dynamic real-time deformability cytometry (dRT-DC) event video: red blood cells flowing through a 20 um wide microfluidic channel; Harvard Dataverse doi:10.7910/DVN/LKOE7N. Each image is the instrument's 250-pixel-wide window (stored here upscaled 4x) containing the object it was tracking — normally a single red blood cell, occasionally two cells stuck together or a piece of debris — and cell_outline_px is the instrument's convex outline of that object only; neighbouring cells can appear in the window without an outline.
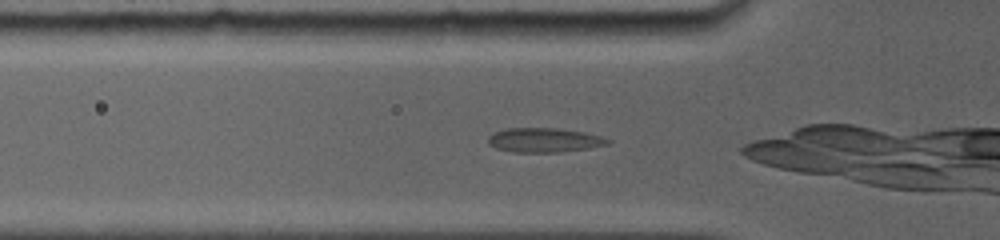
{"species": "common noctule bat (a hibernating species)", "species_latin": "Nyctalus noctula", "temperature_condition": "room temperature", "stored_images_in_passage": 13, "camera_frame_rate_fps": 5000, "um_per_image_px": 0.085, "animal": {"sex": "female", "body_mass_g": 19.0, "forearm_length_mm": 56.7}, "frame": {"image": 1, "passage_image": 3, "time_ms": 0.4, "image_size_px": [1000, 240], "cell_outline_px": [[612, 140], [608, 144], [588, 148], [560, 152], [512, 152], [496, 148], [488, 144], [488, 136], [492, 132], [504, 128], [560, 128], [584, 132], [600, 136]], "centroid_in_image_um": [46.21, 11.9], "position_along_channel_um": 79.6, "area_um2": 17.11}}
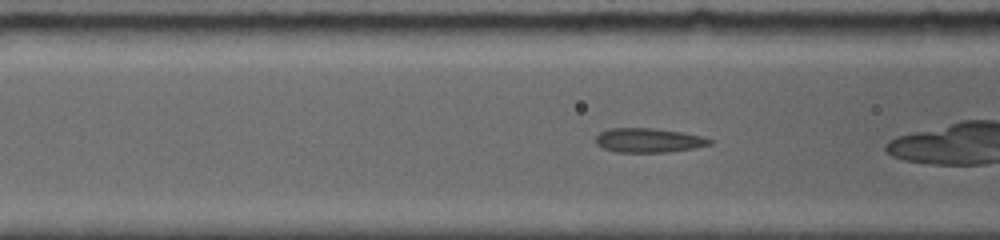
{"frame": {"image": 2, "passage_image": 6, "time_ms": 1.2, "image_size_px": [1000, 240], "cell_outline_px": [[712, 144], [692, 148], [668, 152], [616, 152], [604, 148], [596, 144], [596, 136], [600, 132], [608, 128], [656, 128], [684, 132], [704, 136], [712, 140]], "centroid_in_image_um": [55.14, 11.91], "position_along_channel_um": 111.5, "area_um2": 16.24}}